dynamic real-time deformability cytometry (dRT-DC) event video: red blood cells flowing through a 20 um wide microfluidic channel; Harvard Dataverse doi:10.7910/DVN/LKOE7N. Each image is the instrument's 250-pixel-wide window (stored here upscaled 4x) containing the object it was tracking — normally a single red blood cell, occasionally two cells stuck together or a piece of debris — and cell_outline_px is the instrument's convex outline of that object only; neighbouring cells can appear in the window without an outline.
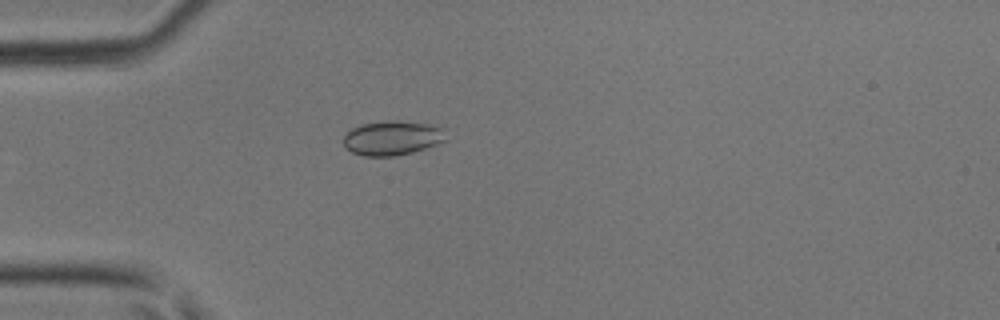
{"species": "common noctule bat (a hibernating species)", "species_latin": "Nyctalus noctula", "temperature_condition": "room temperature", "stored_images_in_passage": 7, "camera_frame_rate_fps": 3000, "um_per_image_px": 0.085, "animal": {"sex": "male", "body_mass_g": 17.9, "forearm_length_mm": 54.2}, "frame": {"image": 1, "passage_image": 2, "time_ms": 0.333, "image_size_px": [1000, 320], "cell_outline_px": [[448, 140], [412, 152], [392, 156], [364, 156], [352, 152], [344, 144], [344, 136], [352, 128], [364, 124], [388, 120], [396, 120], [440, 124], [444, 128]], "centroid_in_image_um": [33.43, 11.7], "position_along_channel_um": 51.6, "area_um2": 20.75}}
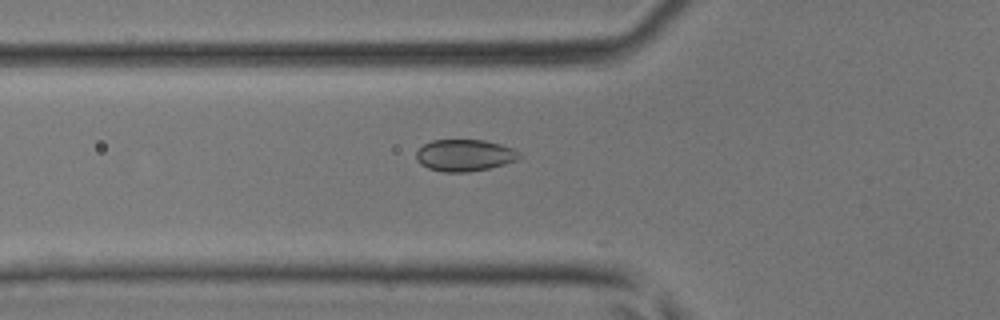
{"frame": {"image": 2, "passage_image": 5, "time_ms": 1.333, "image_size_px": [1000, 320], "cell_outline_px": [[520, 156], [516, 160], [504, 164], [488, 168], [468, 172], [444, 172], [428, 168], [420, 164], [416, 160], [416, 152], [424, 144], [432, 140], [484, 140], [500, 144], [512, 148], [520, 152]], "centroid_in_image_um": [39.47, 13.2], "position_along_channel_um": 86.3, "area_um2": 19.02}}